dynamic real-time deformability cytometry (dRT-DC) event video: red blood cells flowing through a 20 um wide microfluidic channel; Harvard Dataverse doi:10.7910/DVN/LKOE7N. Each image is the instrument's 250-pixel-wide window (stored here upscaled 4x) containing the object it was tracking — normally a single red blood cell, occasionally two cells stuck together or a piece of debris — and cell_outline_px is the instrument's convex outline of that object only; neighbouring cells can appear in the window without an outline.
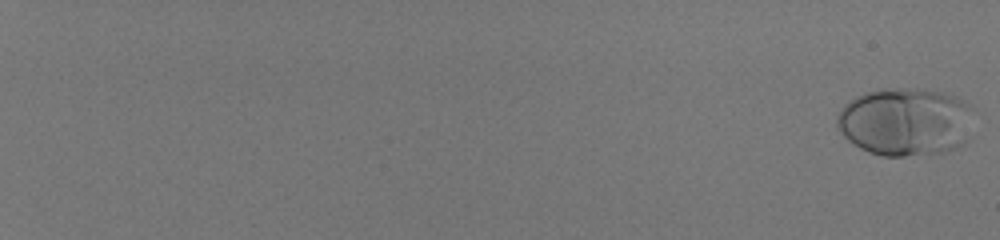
{"species": "human", "species_latin": "Homo sapiens", "temperature_condition": "room temperature", "stored_images_in_passage": 59, "segment_of_instrument_passage": [1, 2], "camera_frame_rate_fps": 3000, "um_per_image_px": 0.085, "donor": {"sex": "male"}, "frame": {"image": 1, "passage_image": 1, "time_ms": 0.0, "image_size_px": [1000, 240], "cell_outline_px": [[972, 108], [968, 136], [964, 144], [956, 148], [944, 152], [904, 156], [880, 156], [868, 152], [852, 144], [844, 136], [836, 124], [836, 116], [844, 104], [856, 96], [864, 92], [884, 88], [916, 88], [944, 92], [956, 96], [964, 100]], "centroid_in_image_um": [76.94, 10.34], "position_along_channel_um": 8.1, "area_um2": 54.79}}
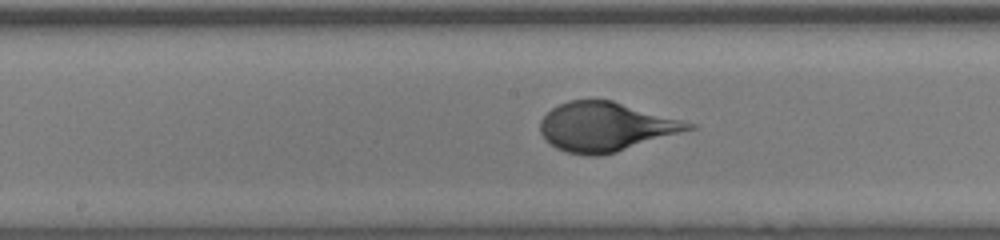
{"frame": {"image": 2, "passage_image": 37, "time_ms": 12.0, "image_size_px": [1000, 240], "cell_outline_px": [[696, 128], [616, 152], [600, 156], [588, 156], [568, 152], [556, 148], [540, 132], [540, 120], [552, 108], [568, 100], [612, 100], [696, 124]], "centroid_in_image_um": [51.49, 10.78], "position_along_channel_um": 196.7, "area_um2": 42.02}}
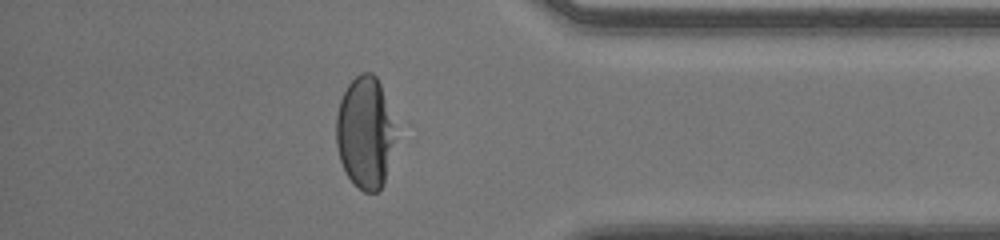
{"frame": {"image": 3, "passage_image": 53, "time_ms": 17.333, "image_size_px": [1000, 240], "cell_outline_px": [[392, 140], [384, 184], [376, 192], [364, 192], [348, 176], [340, 160], [336, 144], [336, 116], [340, 100], [348, 84], [360, 72], [372, 72], [376, 76], [380, 84], [392, 124]], "centroid_in_image_um": [30.96, 11.25], "position_along_channel_um": 404.2, "area_um2": 37.34}}